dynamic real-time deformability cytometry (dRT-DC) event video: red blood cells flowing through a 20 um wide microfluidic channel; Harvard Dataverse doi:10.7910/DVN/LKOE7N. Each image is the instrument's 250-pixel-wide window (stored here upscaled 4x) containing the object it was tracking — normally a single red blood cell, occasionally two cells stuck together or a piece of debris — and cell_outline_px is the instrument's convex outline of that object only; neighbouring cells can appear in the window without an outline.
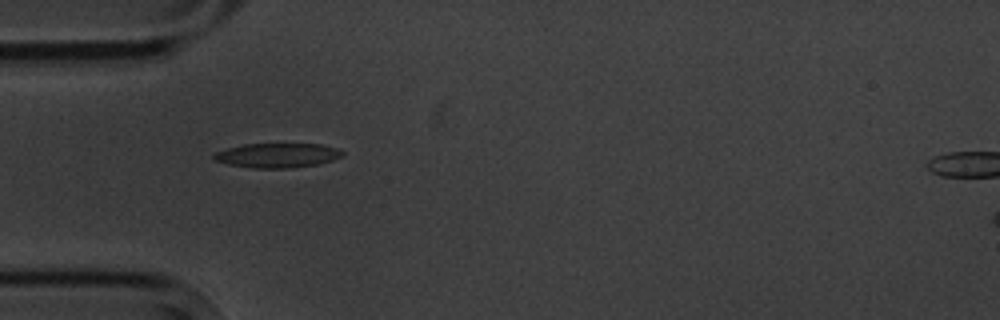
{"species": "common noctule bat (a hibernating species)", "species_latin": "Nyctalus noctula", "temperature_condition": "cold", "stored_images_in_passage": 2, "camera_frame_rate_fps": 3000, "um_per_image_px": 0.085, "animal": {"sex": "male", "body_mass_g": 20.1, "forearm_length_mm": 53.5}, "frame": {"image": 1, "passage_image": 2, "time_ms": 1.333, "image_size_px": [1000, 320], "cell_outline_px": [[344, 156], [332, 160], [316, 164], [288, 168], [252, 168], [228, 164], [216, 160], [212, 156], [212, 152], [244, 144], [320, 144], [336, 148], [344, 152]], "centroid_in_image_um": [23.55, 13.2], "position_along_channel_um": 61.4, "area_um2": 18.26}}